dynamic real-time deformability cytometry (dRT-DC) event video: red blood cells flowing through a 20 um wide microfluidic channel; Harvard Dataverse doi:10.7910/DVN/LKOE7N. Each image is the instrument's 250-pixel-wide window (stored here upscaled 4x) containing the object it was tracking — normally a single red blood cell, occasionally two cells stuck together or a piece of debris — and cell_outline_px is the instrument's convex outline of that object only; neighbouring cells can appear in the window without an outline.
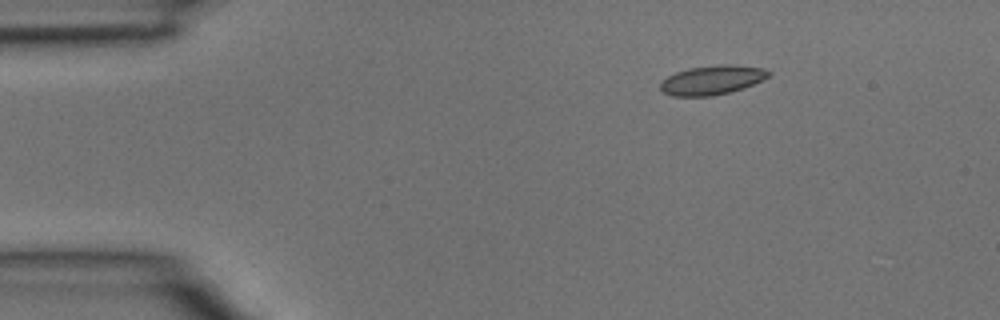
{"species": "common noctule bat (a hibernating species)", "species_latin": "Nyctalus noctula", "temperature_condition": "room temperature", "stored_images_in_passage": 3, "camera_frame_rate_fps": 3000, "um_per_image_px": 0.085, "animal": {"sex": "male", "body_mass_g": 15.6}, "frame": {"image": 1, "passage_image": 1, "time_ms": 0.0, "image_size_px": [1000, 320], "cell_outline_px": [[772, 72], [768, 76], [744, 88], [712, 96], [672, 96], [660, 92], [660, 84], [668, 76], [676, 72], [688, 68], [720, 64], [732, 64], [764, 68]], "centroid_in_image_um": [60.5, 6.8], "position_along_channel_um": 24.5, "area_um2": 18.44}}
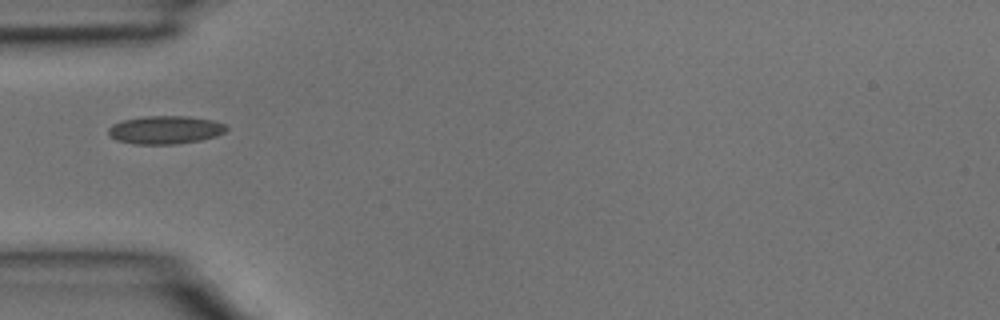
{"frame": {"image": 2, "passage_image": 3, "time_ms": 0.667, "image_size_px": [1000, 320], "cell_outline_px": [[228, 128], [224, 132], [216, 136], [200, 140], [176, 144], [136, 144], [116, 140], [108, 132], [108, 128], [112, 124], [124, 120], [144, 116], [188, 116], [212, 120], [224, 124]], "centroid_in_image_um": [14.05, 11.03], "position_along_channel_um": 71.0, "area_um2": 19.25}}